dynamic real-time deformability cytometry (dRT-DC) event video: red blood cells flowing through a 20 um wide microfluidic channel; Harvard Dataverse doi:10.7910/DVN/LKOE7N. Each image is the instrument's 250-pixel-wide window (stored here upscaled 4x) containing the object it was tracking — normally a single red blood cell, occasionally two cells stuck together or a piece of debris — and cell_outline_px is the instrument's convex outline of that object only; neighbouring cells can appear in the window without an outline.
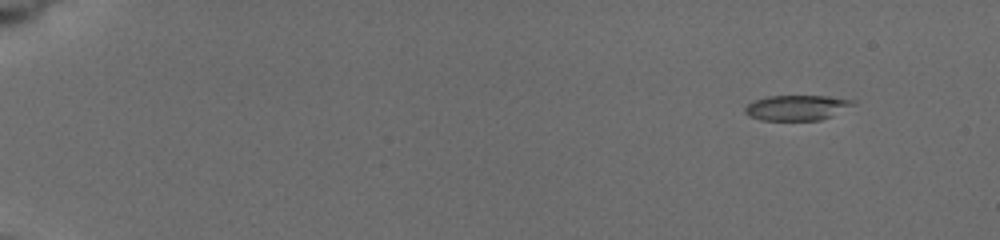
{"species": "common noctule bat (a hibernating species)", "species_latin": "Nyctalus noctula", "temperature_condition": "cold", "stored_images_in_passage": 24, "camera_frame_rate_fps": 3000, "um_per_image_px": 0.085, "animal": {"sex": "female", "body_mass_g": 19.5, "forearm_length_mm": 54.1}, "frame": {"image": 1, "passage_image": 1, "time_ms": 0.0, "image_size_px": [1000, 240], "cell_outline_px": [[856, 100], [852, 104], [832, 116], [820, 120], [760, 120], [748, 116], [744, 112], [744, 108], [748, 104], [756, 100], [768, 96], [828, 96]], "centroid_in_image_um": [67.68, 9.15], "position_along_channel_um": 17.3, "area_um2": 15.72}}
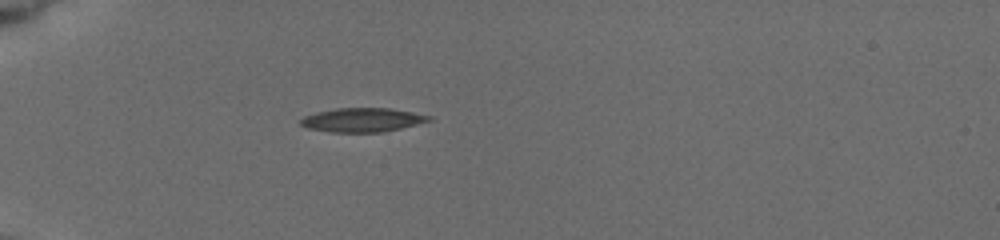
{"frame": {"image": 2, "passage_image": 18, "time_ms": 4.333, "image_size_px": [1000, 240], "cell_outline_px": [[432, 120], [400, 128], [380, 132], [332, 132], [308, 128], [300, 124], [300, 120], [304, 116], [316, 112], [336, 108], [388, 108], [412, 112], [432, 116]], "centroid_in_image_um": [30.78, 10.19], "position_along_channel_um": 54.2, "area_um2": 17.74}}
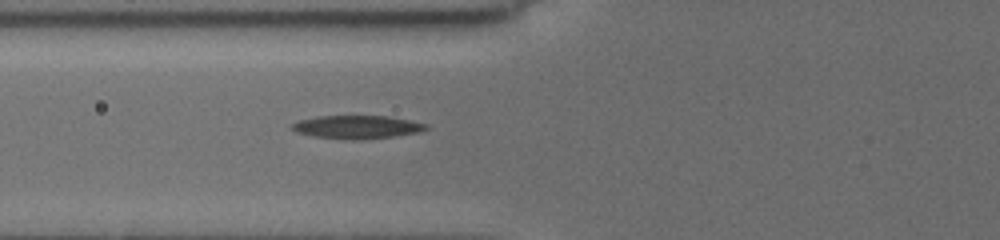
{"frame": {"image": 3, "passage_image": 24, "time_ms": 6.0, "image_size_px": [1000, 240], "cell_outline_px": [[428, 128], [420, 132], [392, 136], [360, 140], [344, 140], [316, 136], [300, 132], [292, 128], [292, 124], [300, 120], [316, 116], [388, 116], [428, 124]], "centroid_in_image_um": [30.39, 10.8], "position_along_channel_um": 95.4, "area_um2": 17.92}}